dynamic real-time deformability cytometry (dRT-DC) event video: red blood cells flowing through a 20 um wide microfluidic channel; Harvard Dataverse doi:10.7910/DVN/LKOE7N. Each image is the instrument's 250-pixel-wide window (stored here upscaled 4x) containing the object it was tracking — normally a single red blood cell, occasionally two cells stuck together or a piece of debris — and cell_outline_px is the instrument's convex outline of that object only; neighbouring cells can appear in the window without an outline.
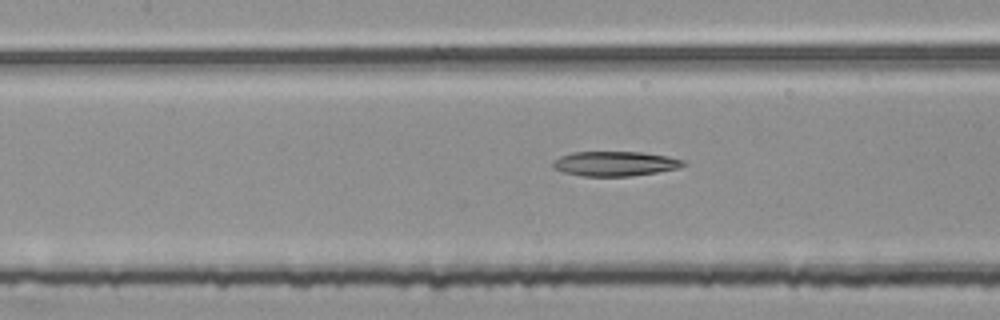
{"species": "common noctule bat (a hibernating species)", "species_latin": "Nyctalus noctula", "temperature_condition": "room temperature", "stored_images_in_passage": 33, "camera_frame_rate_fps": 3000, "um_per_image_px": 0.085, "animal": {"sex": "female", "body_mass_g": 25.1}, "frame": {"image": 1, "passage_image": 15, "time_ms": 4.667, "image_size_px": [1000, 320], "cell_outline_px": [[688, 164], [680, 168], [632, 176], [584, 176], [564, 172], [552, 168], [552, 164], [560, 156], [572, 152], [640, 152], [668, 156], [684, 160]], "centroid_in_image_um": [52.31, 13.91], "position_along_channel_um": 155.1, "area_um2": 18.79}}
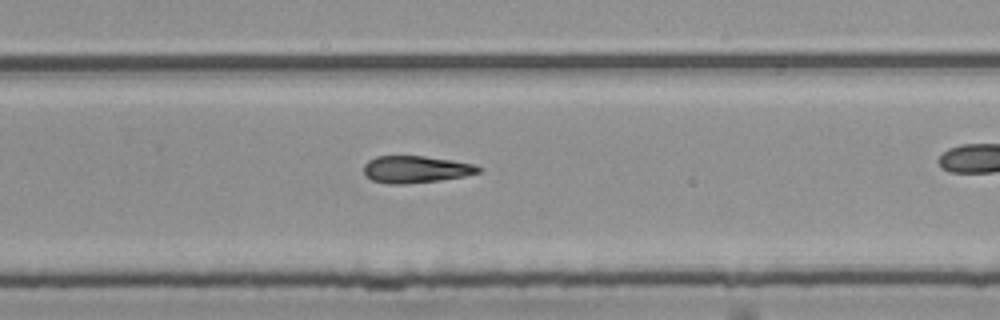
{"frame": {"image": 2, "passage_image": 26, "time_ms": 8.333, "image_size_px": [1000, 320], "cell_outline_px": [[484, 168], [480, 172], [464, 176], [440, 180], [404, 184], [392, 184], [372, 180], [364, 176], [364, 164], [368, 160], [376, 156], [424, 156], [452, 160], [476, 164]], "centroid_in_image_um": [35.36, 14.39], "position_along_channel_um": 294.4, "area_um2": 18.21}}
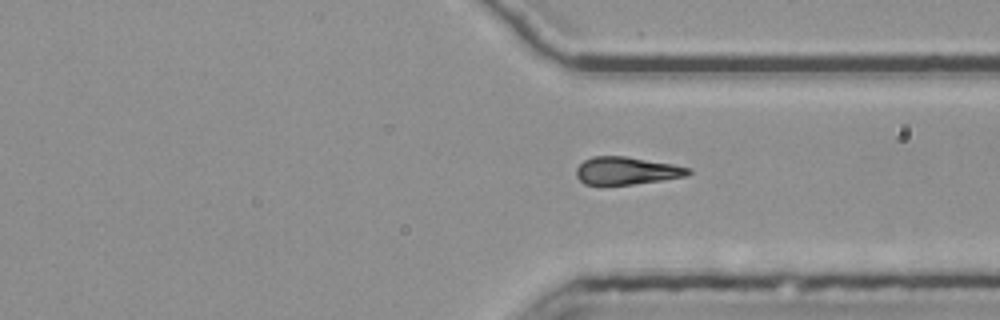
{"frame": {"image": 3, "passage_image": 31, "time_ms": 10.0, "image_size_px": [1000, 320], "cell_outline_px": [[692, 172], [688, 176], [632, 184], [584, 184], [576, 176], [576, 168], [584, 160], [592, 156], [624, 156], [672, 164], [692, 168]], "centroid_in_image_um": [53.27, 14.5], "position_along_channel_um": 358.1, "area_um2": 17.92}}